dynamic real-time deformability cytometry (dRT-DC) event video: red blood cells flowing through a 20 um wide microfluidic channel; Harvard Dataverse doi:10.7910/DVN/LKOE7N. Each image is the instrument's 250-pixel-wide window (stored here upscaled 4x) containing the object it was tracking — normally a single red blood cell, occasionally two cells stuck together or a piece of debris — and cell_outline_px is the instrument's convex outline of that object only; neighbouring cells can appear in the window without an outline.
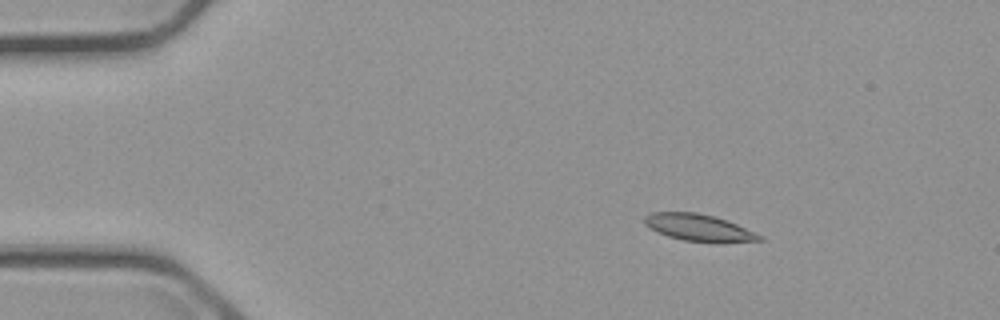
{"species": "common noctule bat (a hibernating species)", "species_latin": "Nyctalus noctula", "temperature_condition": "cold", "stored_images_in_passage": 4, "camera_frame_rate_fps": 3000, "um_per_image_px": 0.085, "animal": {"sex": "male", "body_mass_g": 23.1, "forearm_length_mm": 52.7}, "frame": {"image": 1, "passage_image": 2, "time_ms": 1.333, "image_size_px": [1000, 320], "cell_outline_px": [[764, 240], [720, 244], [716, 244], [684, 240], [668, 236], [656, 232], [644, 224], [644, 216], [652, 212], [696, 212], [712, 216], [736, 224], [764, 236]], "centroid_in_image_um": [59.42, 19.38], "position_along_channel_um": 25.6, "area_um2": 18.32}}